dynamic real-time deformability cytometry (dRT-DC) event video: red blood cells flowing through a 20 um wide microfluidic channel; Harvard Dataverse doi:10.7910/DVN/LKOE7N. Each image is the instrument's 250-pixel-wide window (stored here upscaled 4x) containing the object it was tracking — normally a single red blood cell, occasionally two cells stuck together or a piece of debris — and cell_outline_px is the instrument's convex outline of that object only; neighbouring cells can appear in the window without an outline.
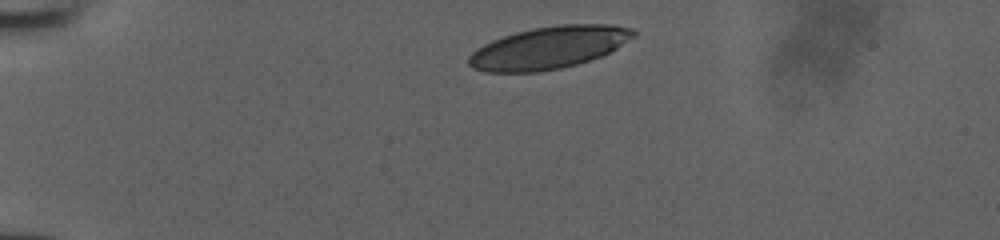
{"species": "human", "species_latin": "Homo sapiens", "temperature_condition": "room temperature", "stored_images_in_passage": 33, "camera_frame_rate_fps": 3000, "um_per_image_px": 0.085, "donor": {"sex": "male"}, "frame": {"image": 1, "passage_image": 1, "time_ms": 0.0, "image_size_px": [1000, 240], "cell_outline_px": [[636, 36], [616, 48], [600, 56], [576, 64], [560, 68], [540, 72], [484, 72], [472, 68], [468, 64], [468, 56], [476, 48], [492, 40], [516, 32], [532, 28], [560, 24], [612, 24], [632, 28], [636, 32]], "centroid_in_image_um": [46.63, 4.04], "position_along_channel_um": 38.4, "area_um2": 40.63}}
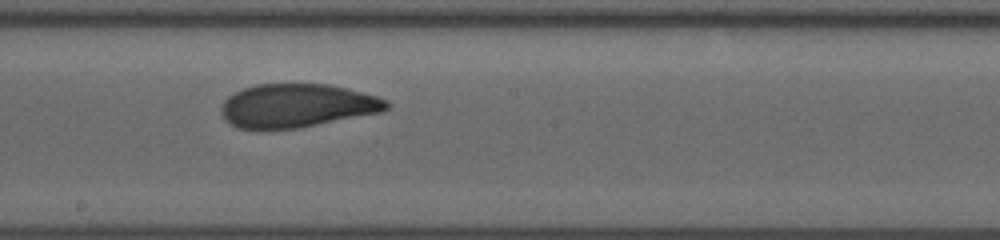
{"frame": {"image": 2, "passage_image": 19, "time_ms": 6.0, "image_size_px": [1000, 240], "cell_outline_px": [[392, 104], [384, 112], [300, 128], [236, 128], [228, 124], [224, 120], [220, 112], [220, 108], [224, 100], [228, 96], [244, 88], [256, 84], [328, 84], [376, 96], [388, 100]], "centroid_in_image_um": [25.25, 8.99], "position_along_channel_um": 223.0, "area_um2": 42.14}}
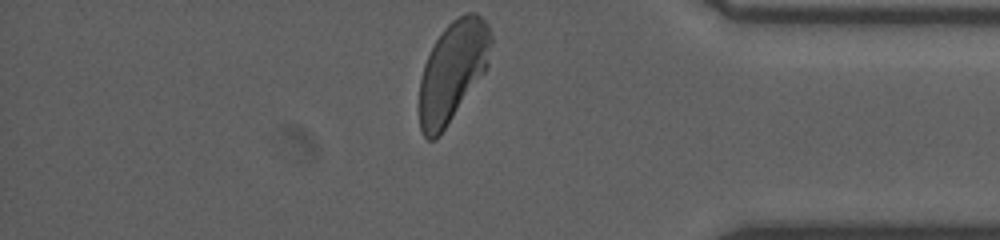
{"frame": {"image": 3, "passage_image": 33, "time_ms": 10.667, "image_size_px": [1000, 240], "cell_outline_px": [[492, 40], [488, 64], [484, 72], [440, 136], [436, 140], [428, 140], [424, 136], [420, 128], [420, 80], [424, 64], [436, 40], [444, 28], [452, 20], [468, 12], [476, 12], [488, 24], [492, 36]], "centroid_in_image_um": [38.48, 6.06], "position_along_channel_um": 396.7, "area_um2": 41.5}}